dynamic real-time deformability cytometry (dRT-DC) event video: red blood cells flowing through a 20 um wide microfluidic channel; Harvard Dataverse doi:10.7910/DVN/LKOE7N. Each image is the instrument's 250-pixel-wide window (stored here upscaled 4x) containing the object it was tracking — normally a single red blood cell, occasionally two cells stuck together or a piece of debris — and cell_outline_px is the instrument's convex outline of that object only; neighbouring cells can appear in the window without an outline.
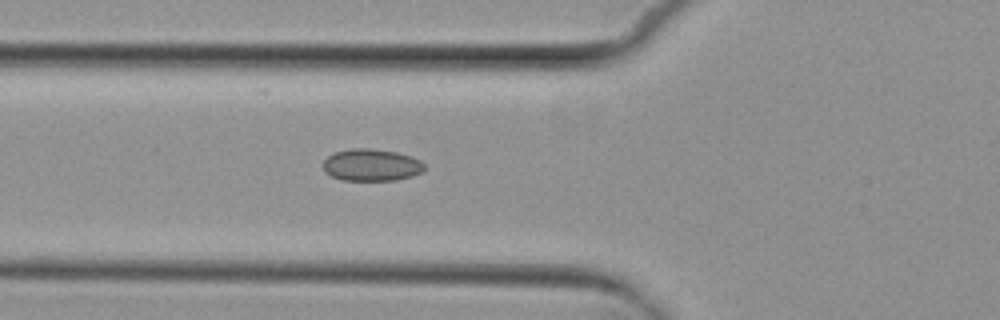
{"species": "common noctule bat (a hibernating species)", "species_latin": "Nyctalus noctula", "temperature_condition": "cold", "stored_images_in_passage": 6, "camera_frame_rate_fps": 3000, "um_per_image_px": 0.085, "animal": {"sex": "female", "body_mass_g": 29.2, "forearm_length_mm": 56.3}, "frame": {"image": 1, "passage_image": 6, "time_ms": 5.667, "image_size_px": [1000, 320], "cell_outline_px": [[424, 172], [412, 176], [396, 180], [340, 180], [324, 172], [324, 160], [332, 152], [352, 148], [368, 148], [396, 152], [412, 156], [420, 160], [424, 164]], "centroid_in_image_um": [31.57, 14.02], "position_along_channel_um": 94.2, "area_um2": 19.07}}